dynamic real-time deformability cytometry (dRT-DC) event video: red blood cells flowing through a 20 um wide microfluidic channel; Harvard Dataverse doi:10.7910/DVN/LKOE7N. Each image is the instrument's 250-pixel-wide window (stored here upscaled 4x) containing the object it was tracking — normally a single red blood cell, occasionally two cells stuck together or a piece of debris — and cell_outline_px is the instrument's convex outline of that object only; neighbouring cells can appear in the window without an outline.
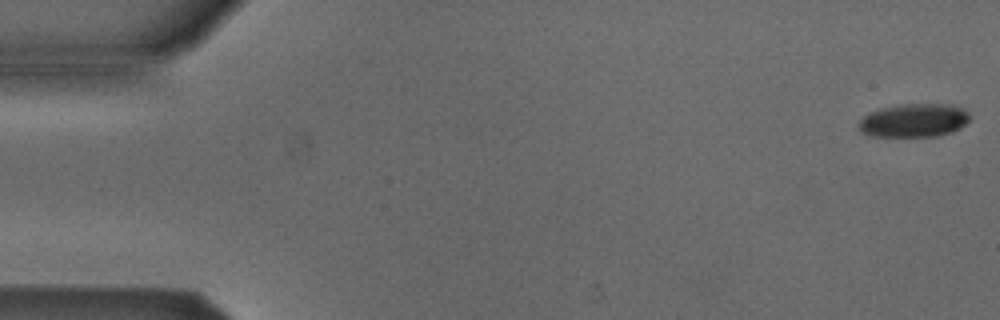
{"species": "Egyptian fruit bat (a non-hibernating species)", "species_latin": "Rousettus aegyptiacus", "temperature_condition": "cold", "stored_images_in_passage": 5, "camera_frame_rate_fps": 3000, "um_per_image_px": 0.085, "animal": {"sex": "male"}, "frame": {"image": 1, "passage_image": 1, "time_ms": 0.0, "image_size_px": [1000, 320], "cell_outline_px": [[968, 120], [960, 128], [952, 132], [936, 136], [872, 136], [860, 132], [856, 124], [864, 116], [872, 112], [884, 108], [904, 104], [956, 104], [964, 108], [968, 112]], "centroid_in_image_um": [77.69, 10.23], "position_along_channel_um": 7.3, "area_um2": 21.62}}
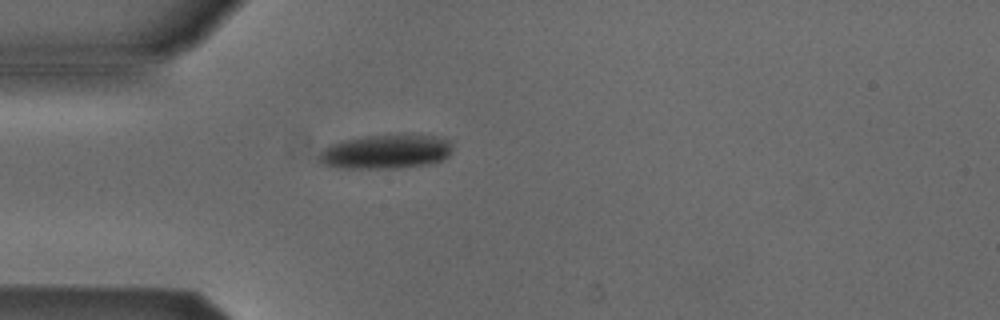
{"frame": {"image": 2, "passage_image": 5, "time_ms": 1.333, "image_size_px": [1000, 320], "cell_outline_px": [[452, 148], [448, 156], [440, 160], [428, 164], [396, 168], [340, 168], [324, 164], [316, 160], [316, 156], [328, 144], [340, 140], [364, 136], [400, 132], [404, 132], [436, 136], [452, 140]], "centroid_in_image_um": [32.78, 12.84], "position_along_channel_um": 52.2, "area_um2": 27.63}}